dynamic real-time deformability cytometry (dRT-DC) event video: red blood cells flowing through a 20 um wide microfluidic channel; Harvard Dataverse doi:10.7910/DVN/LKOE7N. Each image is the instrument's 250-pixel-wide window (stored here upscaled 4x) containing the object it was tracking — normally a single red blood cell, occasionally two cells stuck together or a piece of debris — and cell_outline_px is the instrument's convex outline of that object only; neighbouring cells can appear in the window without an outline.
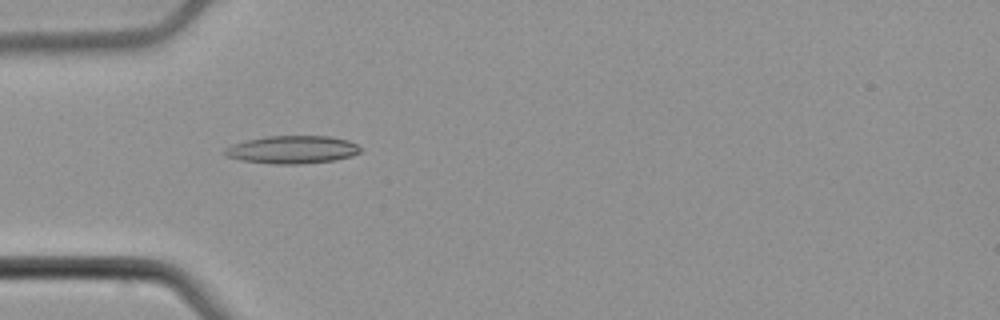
{"species": "common noctule bat (a hibernating species)", "species_latin": "Nyctalus noctula", "temperature_condition": "cold", "stored_images_in_passage": 5, "camera_frame_rate_fps": 3000, "um_per_image_px": 0.085, "animal": {"sex": "male", "body_mass_g": 21.5, "forearm_length_mm": 52.0}, "frame": {"image": 1, "passage_image": 4, "time_ms": 1.0, "image_size_px": [1000, 320], "cell_outline_px": [[360, 152], [352, 156], [336, 160], [300, 164], [272, 164], [240, 160], [224, 156], [224, 148], [232, 144], [248, 140], [268, 136], [328, 136], [348, 140], [356, 144], [360, 148]], "centroid_in_image_um": [24.82, 12.73], "position_along_channel_um": 60.2, "area_um2": 22.08}}
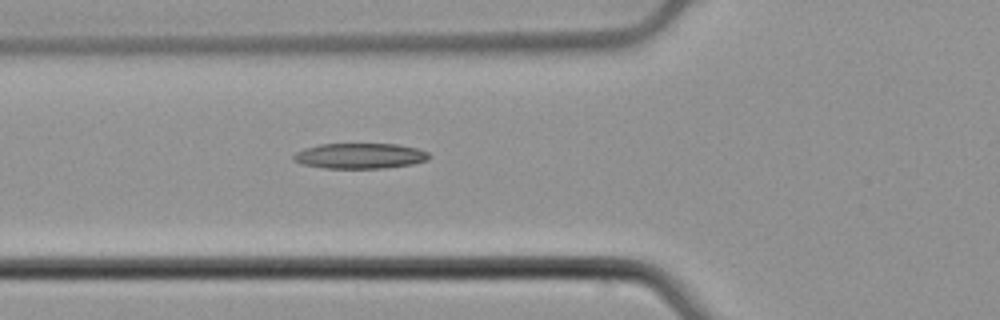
{"frame": {"image": 2, "passage_image": 5, "time_ms": 1.333, "image_size_px": [1000, 320], "cell_outline_px": [[432, 156], [428, 160], [412, 164], [384, 168], [324, 168], [304, 164], [292, 160], [292, 156], [296, 152], [304, 148], [320, 144], [396, 144], [416, 148], [428, 152]], "centroid_in_image_um": [30.6, 13.25], "position_along_channel_um": 95.2, "area_um2": 20.11}}